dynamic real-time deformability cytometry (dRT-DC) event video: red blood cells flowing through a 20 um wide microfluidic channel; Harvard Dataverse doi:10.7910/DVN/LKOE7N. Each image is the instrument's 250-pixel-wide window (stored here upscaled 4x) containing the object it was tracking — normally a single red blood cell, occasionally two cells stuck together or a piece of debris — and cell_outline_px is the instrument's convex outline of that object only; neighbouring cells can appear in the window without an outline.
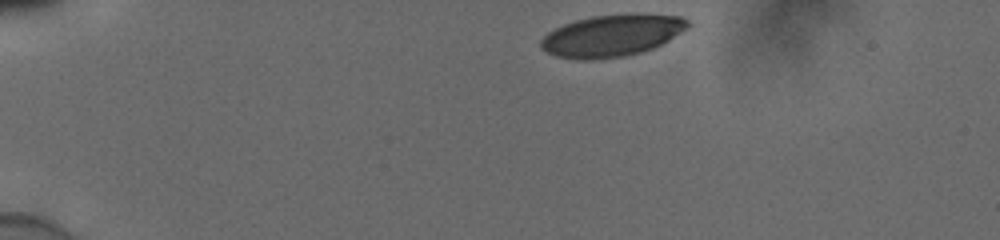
{"species": "human", "species_latin": "Homo sapiens", "temperature_condition": "cold", "stored_images_in_passage": 37, "camera_frame_rate_fps": 3000, "um_per_image_px": 0.085, "donor": {"sex": "male"}, "frame": {"image": 1, "passage_image": 1, "time_ms": 0.0, "image_size_px": [1000, 240], "cell_outline_px": [[688, 28], [668, 40], [652, 48], [640, 52], [624, 56], [592, 60], [580, 60], [556, 56], [540, 48], [540, 40], [548, 32], [564, 24], [576, 20], [592, 16], [680, 16], [688, 20]], "centroid_in_image_um": [51.93, 3.07], "position_along_channel_um": 33.1, "area_um2": 34.74}}
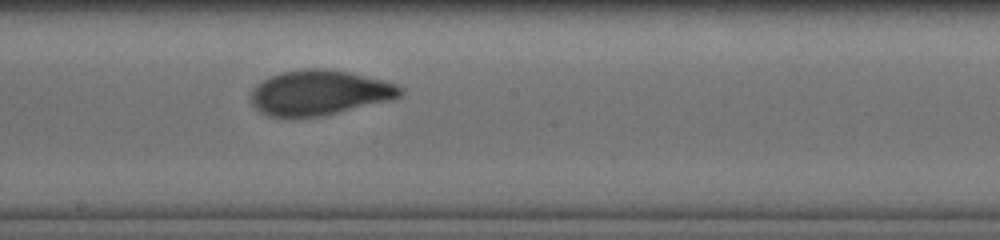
{"frame": {"image": 2, "passage_image": 22, "time_ms": 7.0, "image_size_px": [1000, 240], "cell_outline_px": [[404, 92], [400, 96], [392, 100], [324, 116], [292, 120], [288, 120], [268, 116], [260, 112], [252, 104], [252, 88], [256, 84], [280, 72], [304, 68], [324, 68], [348, 72], [384, 80], [396, 84], [404, 88]], "centroid_in_image_um": [27.14, 7.92], "position_along_channel_um": 221.1, "area_um2": 40.11}}
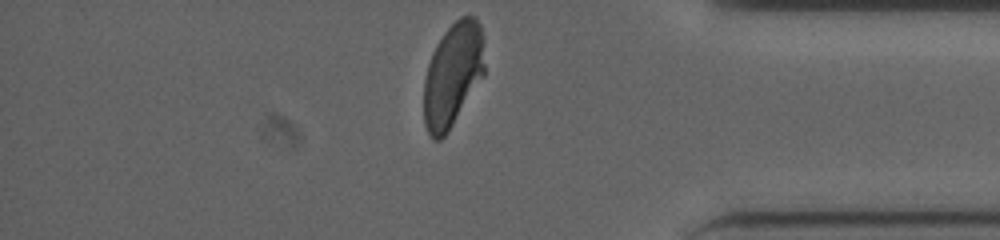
{"frame": {"image": 3, "passage_image": 37, "time_ms": 12.0, "image_size_px": [1000, 240], "cell_outline_px": [[484, 76], [448, 132], [440, 140], [432, 140], [424, 124], [424, 80], [428, 64], [432, 52], [436, 44], [444, 32], [460, 16], [476, 16], [480, 24], [484, 40]], "centroid_in_image_um": [38.5, 6.35], "position_along_channel_um": 396.7, "area_um2": 37.17}, "authors_computed_cell_mechanics": {"area_um2": 38.6104, "velocity_mm_per_s": 3.8449, "shape_relaxation_time_tau1_ms": 3.0609, "shape_relaxation_time_tau2_ms": 0.7659, "deformation_change_tau1": 0.157, "deformation_change_tau2": 0.0543}}